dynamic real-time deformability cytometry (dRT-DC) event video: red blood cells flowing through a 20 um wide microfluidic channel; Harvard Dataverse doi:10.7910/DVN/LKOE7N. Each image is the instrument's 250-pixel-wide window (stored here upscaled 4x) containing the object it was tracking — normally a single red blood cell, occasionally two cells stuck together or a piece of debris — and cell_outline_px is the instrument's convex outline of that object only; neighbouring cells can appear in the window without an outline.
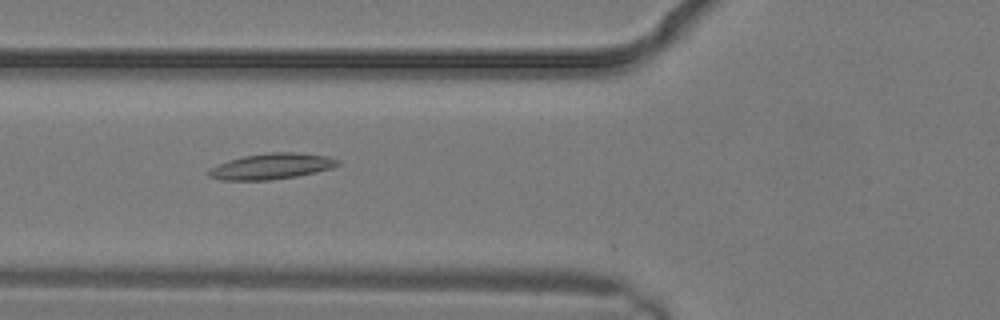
{"species": "common noctule bat (a hibernating species)", "species_latin": "Nyctalus noctula", "temperature_condition": "warm", "stored_images_in_passage": 2, "camera_frame_rate_fps": 3000, "um_per_image_px": 0.085, "animal": {"sex": "male", "body_mass_g": 19.2, "forearm_length_mm": 51.8}, "frame": {"image": 1, "passage_image": 2, "time_ms": 0.333, "image_size_px": [1000, 320], "cell_outline_px": [[340, 164], [332, 168], [316, 172], [296, 176], [268, 180], [220, 180], [208, 176], [208, 172], [212, 168], [228, 160], [244, 156], [268, 152], [292, 152], [328, 156], [340, 160]], "centroid_in_image_um": [23.11, 14.13], "position_along_channel_um": 102.7, "area_um2": 19.31}}